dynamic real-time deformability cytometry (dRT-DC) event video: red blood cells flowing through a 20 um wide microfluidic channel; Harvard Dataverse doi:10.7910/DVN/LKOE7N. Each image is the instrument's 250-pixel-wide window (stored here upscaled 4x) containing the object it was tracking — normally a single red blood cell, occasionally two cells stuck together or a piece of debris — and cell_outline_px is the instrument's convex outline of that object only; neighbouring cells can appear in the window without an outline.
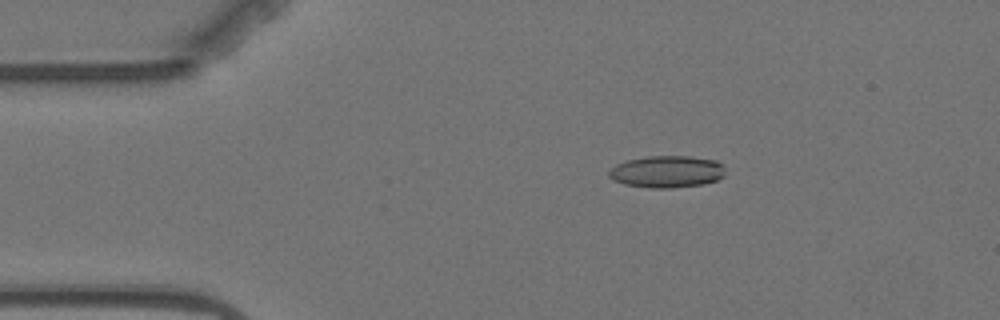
{"species": "Egyptian fruit bat (a non-hibernating species)", "species_latin": "Rousettus aegyptiacus", "temperature_condition": "warm", "stored_images_in_passage": 4, "camera_frame_rate_fps": 3000, "um_per_image_px": 0.085, "animal": {"sex": "female"}, "frame": {"image": 1, "passage_image": 3, "time_ms": 2.333, "image_size_px": [1000, 320], "cell_outline_px": [[724, 176], [716, 180], [704, 184], [672, 188], [648, 188], [624, 184], [612, 180], [608, 176], [608, 172], [616, 164], [628, 160], [648, 156], [692, 156], [716, 160], [724, 164]], "centroid_in_image_um": [56.7, 14.59], "position_along_channel_um": 28.3, "area_um2": 21.91}}